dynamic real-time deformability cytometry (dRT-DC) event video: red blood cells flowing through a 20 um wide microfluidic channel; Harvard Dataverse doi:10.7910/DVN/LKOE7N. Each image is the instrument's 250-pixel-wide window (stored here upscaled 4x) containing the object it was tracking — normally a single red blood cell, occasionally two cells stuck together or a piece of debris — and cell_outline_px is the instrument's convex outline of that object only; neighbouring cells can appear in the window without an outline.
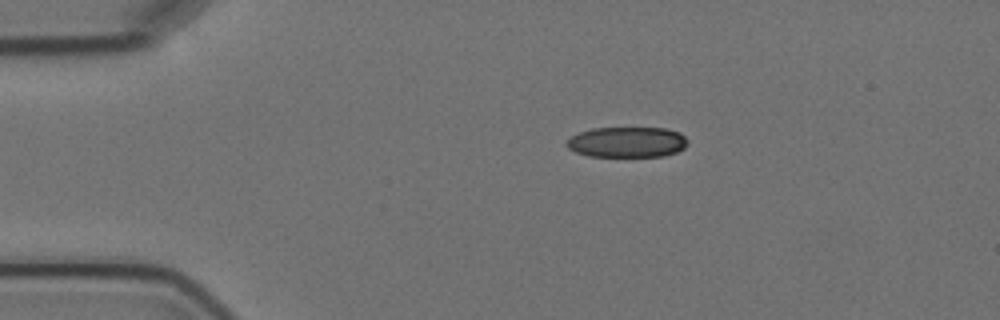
{"species": "Egyptian fruit bat (a non-hibernating species)", "species_latin": "Rousettus aegyptiacus", "temperature_condition": "cold", "stored_images_in_passage": 2, "camera_frame_rate_fps": 3000, "um_per_image_px": 0.085, "animal": {"sex": "female"}, "frame": {"image": 1, "passage_image": 1, "time_ms": 0.0, "image_size_px": [1000, 320], "cell_outline_px": [[688, 144], [684, 148], [676, 152], [664, 156], [588, 156], [576, 152], [568, 148], [564, 144], [572, 136], [580, 132], [592, 128], [668, 128], [680, 132], [688, 140]], "centroid_in_image_um": [53.33, 12.07], "position_along_channel_um": 31.7, "area_um2": 21.62}}